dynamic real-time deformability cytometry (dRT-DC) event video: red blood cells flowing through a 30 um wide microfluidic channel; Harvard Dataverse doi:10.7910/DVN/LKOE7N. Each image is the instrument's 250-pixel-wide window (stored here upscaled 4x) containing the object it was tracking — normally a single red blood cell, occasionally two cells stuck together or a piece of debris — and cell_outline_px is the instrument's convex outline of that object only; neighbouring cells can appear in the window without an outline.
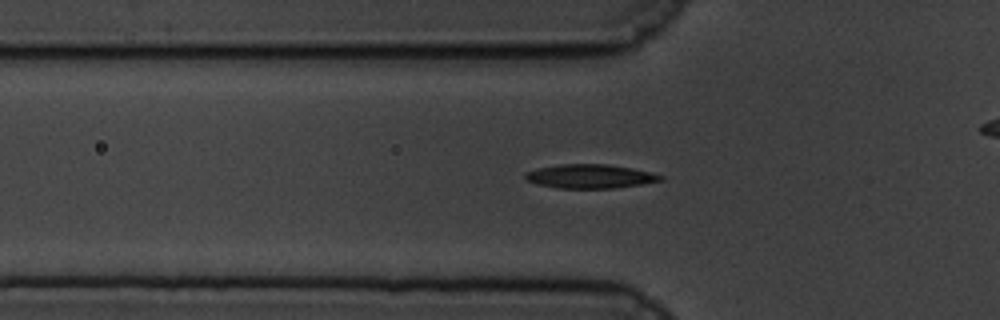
{"species": "common noctule bat (a hibernating species)", "species_latin": "Nyctalus noctula", "temperature_condition": "cold", "stored_images_in_passage": 59, "camera_frame_rate_fps": 3000, "um_per_image_px": 0.085, "animal": {"sex": "male", "body_mass_g": 19.5, "forearm_length_mm": 54.6}, "frame": {"image": 1, "passage_image": 18, "time_ms": 5.667, "image_size_px": [1000, 320], "cell_outline_px": [[664, 180], [616, 188], [556, 188], [536, 184], [528, 180], [524, 176], [524, 172], [536, 168], [560, 164], [608, 164], [632, 168], [664, 176]], "centroid_in_image_um": [50.12, 14.98], "position_along_channel_um": 75.7, "area_um2": 18.9}}
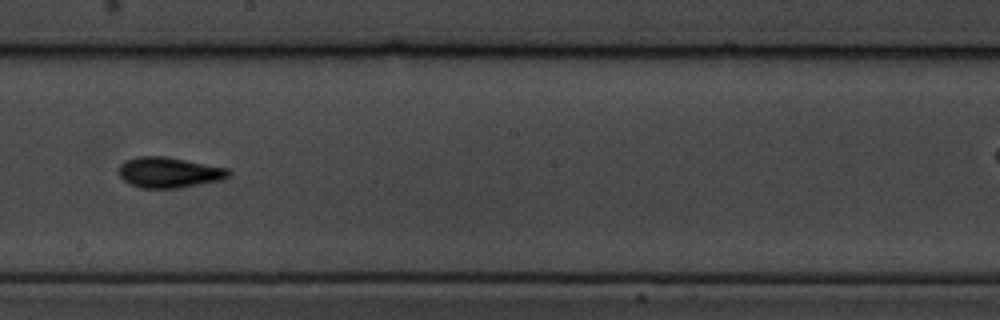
{"frame": {"image": 2, "passage_image": 32, "time_ms": 10.333, "image_size_px": [1000, 320], "cell_outline_px": [[232, 172], [228, 176], [220, 180], [180, 188], [140, 188], [128, 184], [120, 176], [120, 164], [128, 160], [140, 156], [164, 156], [228, 168]], "centroid_in_image_um": [14.37, 14.67], "position_along_channel_um": 233.8, "area_um2": 19.42}}
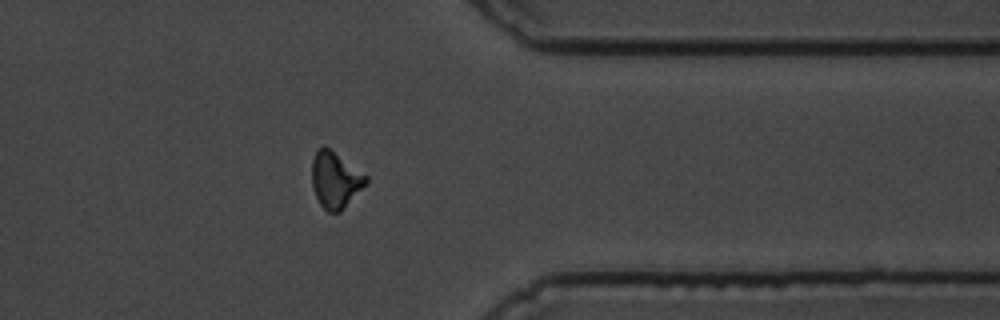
{"frame": {"image": 3, "passage_image": 46, "time_ms": 15.0, "image_size_px": [1000, 320], "cell_outline_px": [[368, 180], [340, 212], [328, 212], [320, 204], [316, 196], [312, 184], [312, 160], [316, 148], [324, 144], [368, 176]], "centroid_in_image_um": [28.47, 15.25], "position_along_channel_um": 382.9, "area_um2": 17.57}, "authors_computed_cell_mechanics": {"area_um2": 17.629, "velocity_mm_per_s": 3.3788, "shape_relaxation_time_tau1_ms": 2.7096, "shape_relaxation_time_tau2_ms": 4.2605, "deformation_change_tau1": 0.1193, "deformation_change_tau2": 0.1125}}